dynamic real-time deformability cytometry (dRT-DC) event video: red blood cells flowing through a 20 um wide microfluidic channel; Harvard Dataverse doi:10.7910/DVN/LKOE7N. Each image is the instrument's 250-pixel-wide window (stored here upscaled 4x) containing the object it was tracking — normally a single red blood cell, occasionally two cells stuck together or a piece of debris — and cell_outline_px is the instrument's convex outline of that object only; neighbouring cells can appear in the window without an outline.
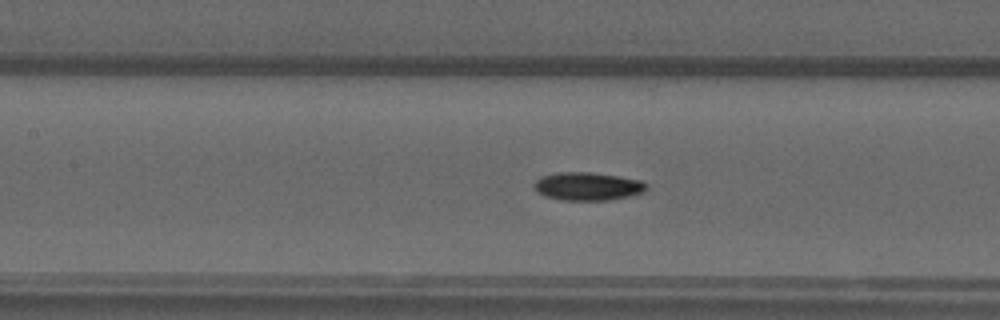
{"species": "common noctule bat (a hibernating species)", "species_latin": "Nyctalus noctula", "temperature_condition": "warm", "stored_images_in_passage": 55, "camera_frame_rate_fps": 3000, "um_per_image_px": 0.085, "animal": {"sex": "male", "forearm_length_mm": 52.5}, "frame": {"image": 1, "passage_image": 25, "time_ms": 8.0, "image_size_px": [1000, 320], "cell_outline_px": [[648, 188], [644, 192], [628, 196], [608, 200], [560, 200], [544, 196], [532, 184], [540, 176], [556, 172], [592, 172], [620, 176], [644, 180], [648, 184]], "centroid_in_image_um": [49.98, 15.82], "position_along_channel_um": 157.4, "area_um2": 18.67}}
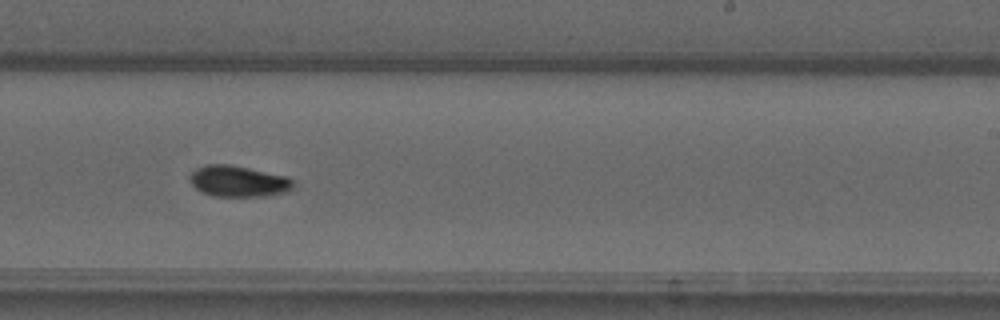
{"frame": {"image": 2, "passage_image": 34, "time_ms": 11.0, "image_size_px": [1000, 320], "cell_outline_px": [[296, 184], [288, 192], [268, 196], [212, 196], [200, 192], [192, 184], [188, 176], [196, 168], [208, 164], [228, 164], [288, 176], [296, 180]], "centroid_in_image_um": [20.3, 15.41], "position_along_channel_um": 268.7, "area_um2": 19.07}}
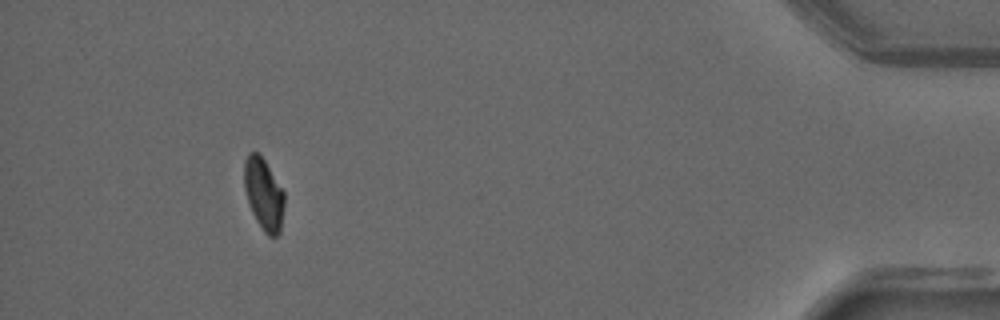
{"frame": {"image": 3, "passage_image": 51, "time_ms": 16.667, "image_size_px": [1000, 320], "cell_outline_px": [[284, 204], [280, 232], [276, 236], [268, 236], [264, 232], [256, 220], [252, 212], [244, 188], [244, 160], [248, 152], [256, 152], [264, 160], [284, 192]], "centroid_in_image_um": [22.4, 16.5], "position_along_channel_um": 412.8, "area_um2": 16.59}, "authors_computed_cell_mechanics": {"area_um2": 17.34, "velocity_mm_per_s": 3.7312, "shape_relaxation_time_tau1_ms": 4.3774, "shape_relaxation_time_tau2_ms": 5.315, "deformation_change_tau1": 0.1345, "deformation_change_tau2": 0.0861}}